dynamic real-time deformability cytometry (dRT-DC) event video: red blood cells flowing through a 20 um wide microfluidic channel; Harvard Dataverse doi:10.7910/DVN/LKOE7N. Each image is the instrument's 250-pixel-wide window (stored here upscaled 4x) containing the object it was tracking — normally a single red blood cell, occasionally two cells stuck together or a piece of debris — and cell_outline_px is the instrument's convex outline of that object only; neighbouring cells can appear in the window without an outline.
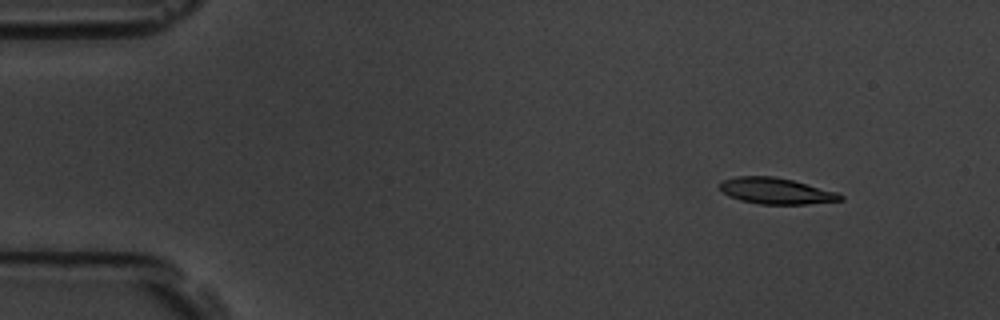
{"species": "common noctule bat (a hibernating species)", "species_latin": "Nyctalus noctula", "temperature_condition": "room temperature", "stored_images_in_passage": 55, "camera_frame_rate_fps": 3000, "um_per_image_px": 0.085, "animal": {"sex": "male", "body_mass_g": 19.5, "forearm_length_mm": 54.6}, "frame": {"image": 1, "passage_image": 5, "time_ms": 1.333, "image_size_px": [1000, 320], "cell_outline_px": [[844, 200], [808, 204], [760, 204], [740, 200], [728, 196], [720, 188], [720, 184], [724, 180], [736, 176], [776, 176], [840, 192], [844, 196]], "centroid_in_image_um": [66.02, 16.23], "position_along_channel_um": 19.0, "area_um2": 18.5}}
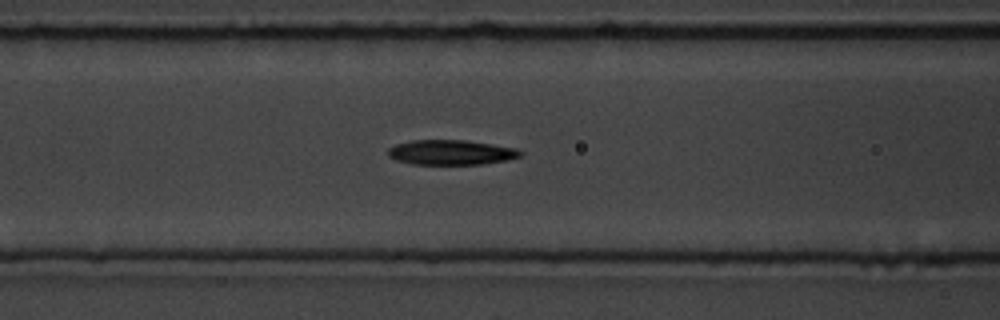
{"frame": {"image": 2, "passage_image": 22, "time_ms": 7.0, "image_size_px": [1000, 320], "cell_outline_px": [[524, 152], [520, 156], [508, 160], [480, 164], [412, 164], [396, 160], [388, 156], [388, 148], [396, 144], [412, 140], [464, 140], [516, 148]], "centroid_in_image_um": [38.32, 12.95], "position_along_channel_um": 128.3, "area_um2": 19.13}}
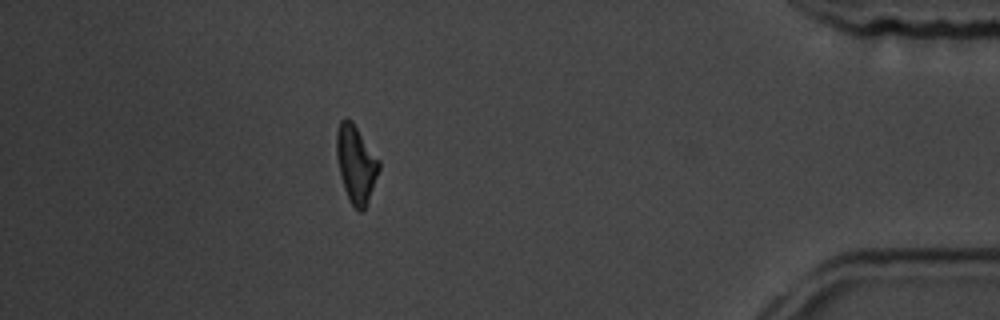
{"frame": {"image": 3, "passage_image": 49, "time_ms": 16.0, "image_size_px": [1000, 320], "cell_outline_px": [[380, 168], [368, 200], [364, 208], [360, 212], [352, 204], [344, 188], [340, 176], [336, 156], [336, 132], [340, 120], [344, 116], [352, 120], [380, 160]], "centroid_in_image_um": [30.24, 13.86], "position_along_channel_um": 405.0, "area_um2": 19.13}}